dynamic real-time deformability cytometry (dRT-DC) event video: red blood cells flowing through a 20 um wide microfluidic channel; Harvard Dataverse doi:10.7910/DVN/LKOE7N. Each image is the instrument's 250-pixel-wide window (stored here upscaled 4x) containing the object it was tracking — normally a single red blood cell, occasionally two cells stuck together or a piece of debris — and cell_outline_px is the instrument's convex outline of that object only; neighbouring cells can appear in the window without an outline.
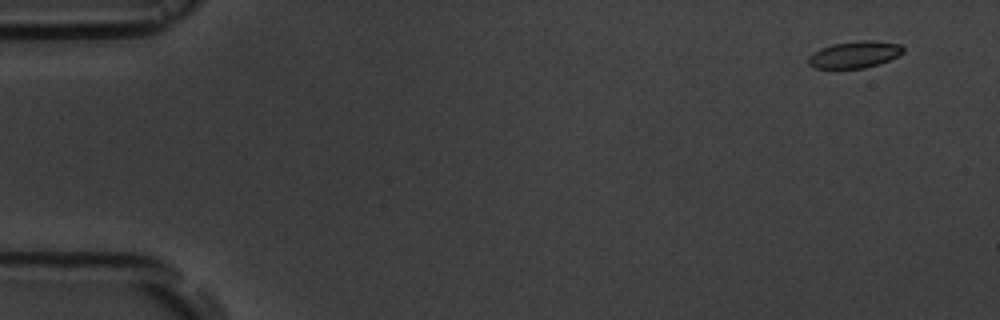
{"species": "common noctule bat (a hibernating species)", "species_latin": "Nyctalus noctula", "temperature_condition": "room temperature", "stored_images_in_passage": 4, "camera_frame_rate_fps": 3000, "um_per_image_px": 0.085, "animal": {"sex": "male", "body_mass_g": 19.5, "forearm_length_mm": 54.6}, "frame": {"image": 1, "passage_image": 1, "time_ms": 0.0, "image_size_px": [1000, 320], "cell_outline_px": [[904, 52], [888, 60], [864, 68], [816, 68], [808, 64], [808, 56], [812, 52], [820, 48], [832, 44], [856, 40], [872, 40], [900, 44], [904, 48]], "centroid_in_image_um": [72.61, 4.62], "position_along_channel_um": 12.4, "area_um2": 14.8}}
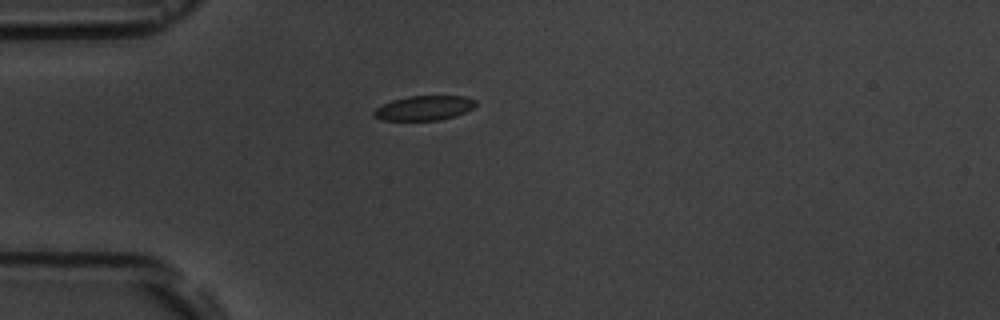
{"frame": {"image": 2, "passage_image": 4, "time_ms": 4.0, "image_size_px": [1000, 320], "cell_outline_px": [[476, 104], [472, 108], [456, 116], [440, 120], [380, 120], [372, 116], [372, 112], [376, 108], [392, 100], [408, 96], [464, 96], [476, 100]], "centroid_in_image_um": [36.02, 9.18], "position_along_channel_um": 49.0, "area_um2": 14.62}}